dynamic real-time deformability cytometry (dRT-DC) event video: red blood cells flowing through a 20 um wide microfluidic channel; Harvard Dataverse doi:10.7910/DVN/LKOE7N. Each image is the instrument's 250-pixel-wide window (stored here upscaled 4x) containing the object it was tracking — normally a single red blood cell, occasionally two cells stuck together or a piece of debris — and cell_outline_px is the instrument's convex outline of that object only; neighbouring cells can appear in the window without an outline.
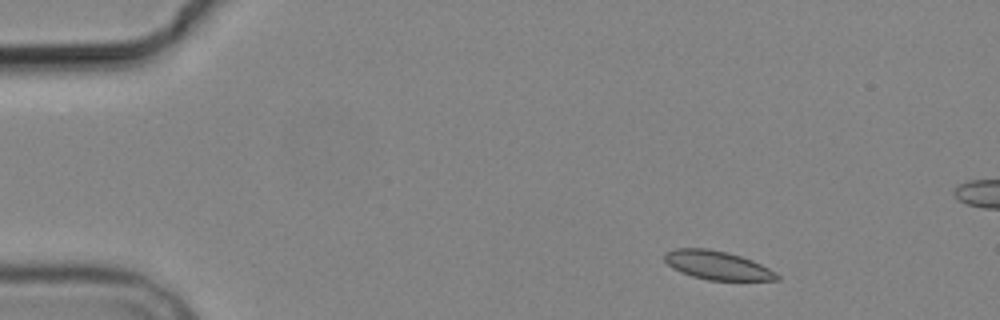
{"species": "common noctule bat (a hibernating species)", "species_latin": "Nyctalus noctula", "temperature_condition": "cold", "stored_images_in_passage": 9, "camera_frame_rate_fps": 3000, "um_per_image_px": 0.085, "animal": {"sex": "male", "body_mass_g": 19.2, "forearm_length_mm": 51.8}, "frame": {"image": 1, "passage_image": 1, "time_ms": 0.0, "image_size_px": [1000, 320], "cell_outline_px": [[780, 280], [708, 280], [692, 276], [680, 272], [672, 268], [664, 260], [664, 252], [676, 248], [708, 248], [728, 252], [752, 260], [776, 272], [780, 276]], "centroid_in_image_um": [60.95, 22.54], "position_along_channel_um": 24.1, "area_um2": 18.84}}
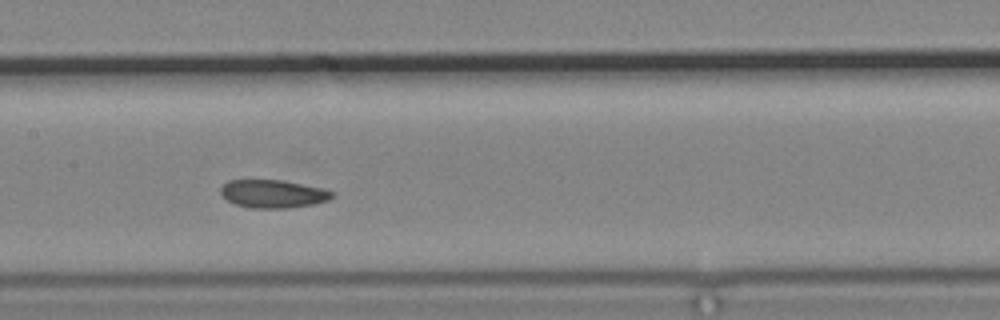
{"frame": {"image": 2, "passage_image": 7, "time_ms": 6.667, "image_size_px": [1000, 320], "cell_outline_px": [[336, 196], [328, 200], [312, 204], [288, 208], [252, 208], [236, 204], [228, 200], [220, 192], [220, 188], [228, 180], [280, 180], [324, 188], [336, 192]], "centroid_in_image_um": [23.26, 16.47], "position_along_channel_um": 184.1, "area_um2": 18.21}}
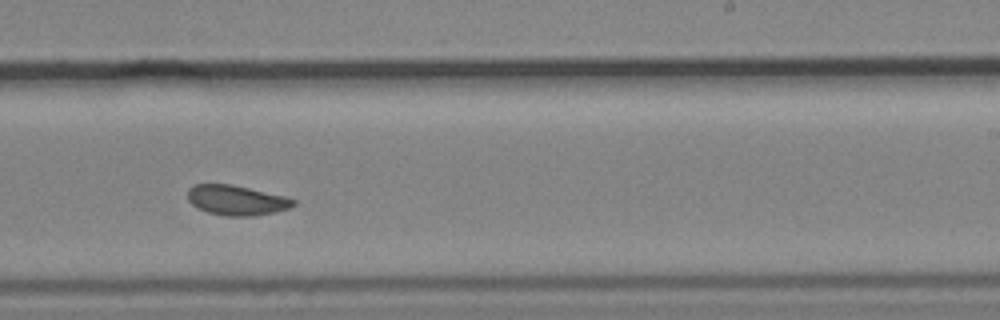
{"frame": {"image": 3, "passage_image": 9, "time_ms": 9.0, "image_size_px": [1000, 320], "cell_outline_px": [[296, 204], [288, 208], [276, 212], [252, 216], [228, 216], [208, 212], [192, 204], [188, 200], [188, 188], [192, 184], [232, 184], [284, 196], [296, 200]], "centroid_in_image_um": [20.1, 17.01], "position_along_channel_um": 268.9, "area_um2": 18.38}}